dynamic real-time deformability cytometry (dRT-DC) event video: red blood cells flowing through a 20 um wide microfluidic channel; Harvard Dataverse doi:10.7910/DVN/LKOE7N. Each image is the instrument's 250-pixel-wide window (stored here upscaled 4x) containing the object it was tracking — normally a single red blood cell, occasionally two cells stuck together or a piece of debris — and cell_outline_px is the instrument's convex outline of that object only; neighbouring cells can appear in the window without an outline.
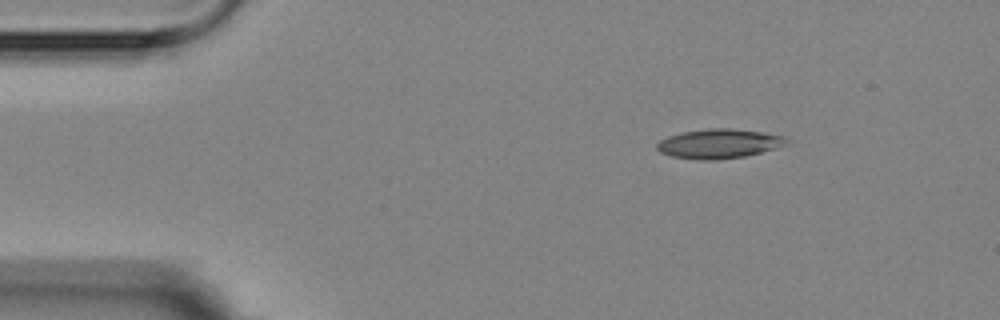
{"species": "Egyptian fruit bat (a non-hibernating species)", "species_latin": "Rousettus aegyptiacus", "temperature_condition": "room temperature", "stored_images_in_passage": 5, "camera_frame_rate_fps": 3000, "um_per_image_px": 0.085, "animal": {"sex": "female"}, "frame": {"image": 1, "passage_image": 1, "time_ms": 0.0, "image_size_px": [1000, 320], "cell_outline_px": [[792, 140], [788, 144], [776, 148], [744, 156], [716, 160], [696, 160], [672, 156], [660, 152], [656, 148], [656, 144], [660, 140], [668, 136], [684, 132], [712, 128], [732, 128], [760, 132], [784, 136]], "centroid_in_image_um": [61.13, 12.22], "position_along_channel_um": 23.9, "area_um2": 22.2}}
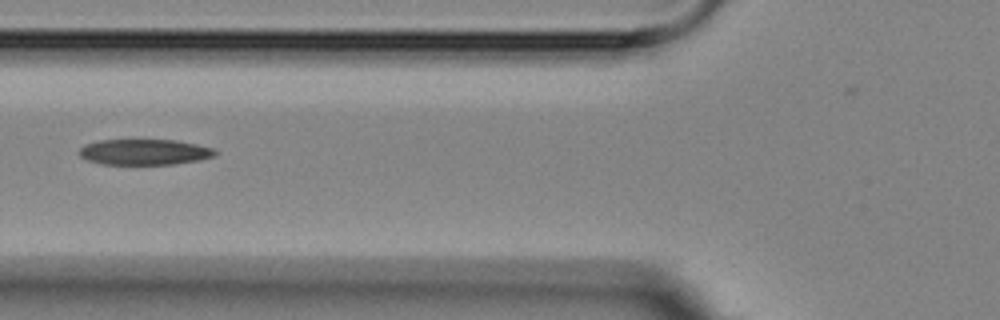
{"frame": {"image": 2, "passage_image": 5, "time_ms": 4.333, "image_size_px": [1000, 320], "cell_outline_px": [[216, 156], [200, 160], [172, 164], [104, 164], [88, 160], [80, 156], [76, 152], [84, 144], [100, 140], [176, 140], [196, 144], [212, 148], [216, 152]], "centroid_in_image_um": [12.25, 12.92], "position_along_channel_um": 113.5, "area_um2": 20.35}}